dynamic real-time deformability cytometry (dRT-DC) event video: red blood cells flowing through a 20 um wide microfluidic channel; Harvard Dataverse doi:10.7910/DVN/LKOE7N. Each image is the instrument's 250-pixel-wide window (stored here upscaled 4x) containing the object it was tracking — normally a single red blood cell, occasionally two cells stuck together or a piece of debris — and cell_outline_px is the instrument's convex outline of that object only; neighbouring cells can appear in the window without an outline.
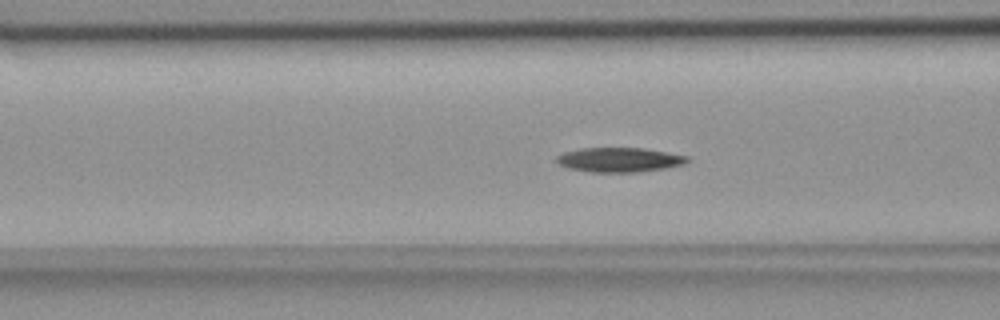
{"species": "common noctule bat (a hibernating species)", "species_latin": "Nyctalus noctula", "temperature_condition": "room temperature", "stored_images_in_passage": 54, "camera_frame_rate_fps": 3000, "um_per_image_px": 0.085, "animal": {"sex": "female", "body_mass_g": 18.4}, "frame": {"image": 1, "passage_image": 20, "time_ms": 6.333, "image_size_px": [1000, 320], "cell_outline_px": [[692, 160], [684, 164], [668, 168], [636, 172], [592, 172], [568, 168], [556, 164], [556, 156], [564, 152], [580, 148], [644, 148], [668, 152], [688, 156]], "centroid_in_image_um": [52.66, 13.58], "position_along_channel_um": 113.9, "area_um2": 18.9}}
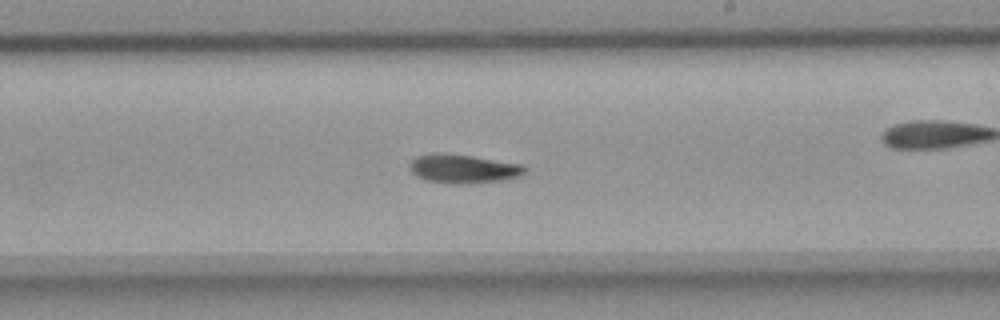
{"frame": {"image": 2, "passage_image": 31, "time_ms": 10.0, "image_size_px": [1000, 320], "cell_outline_px": [[528, 168], [520, 176], [504, 180], [468, 184], [448, 184], [424, 180], [416, 176], [408, 168], [408, 164], [416, 156], [472, 156], [524, 164]], "centroid_in_image_um": [39.44, 14.4], "position_along_channel_um": 249.6, "area_um2": 18.96}}
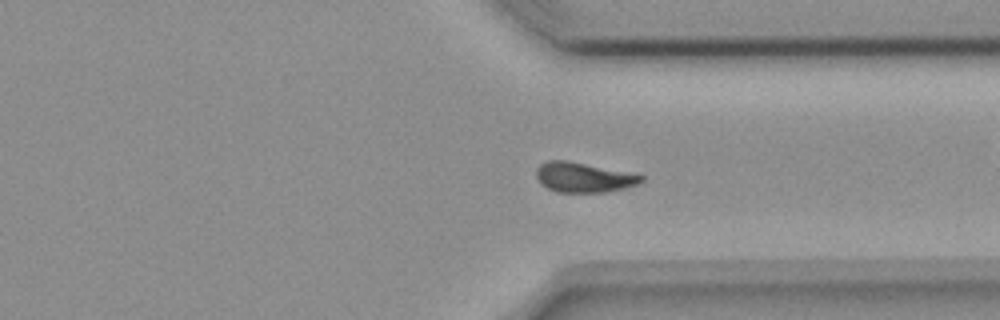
{"frame": {"image": 3, "passage_image": 40, "time_ms": 13.0, "image_size_px": [1000, 320], "cell_outline_px": [[644, 180], [636, 184], [624, 188], [604, 192], [556, 192], [540, 184], [536, 176], [536, 168], [540, 164], [548, 160], [568, 160], [644, 176]], "centroid_in_image_um": [49.54, 15.07], "position_along_channel_um": 361.9, "area_um2": 18.09}, "authors_computed_cell_mechanics": {"area_um2": 18.3515, "velocity_mm_per_s": 3.7158, "shape_relaxation_time_tau1_ms": 4.7763, "shape_relaxation_time_tau2_ms": null, "deformation_change_tau1": 0.1451, "deformation_change_tau2": null}}